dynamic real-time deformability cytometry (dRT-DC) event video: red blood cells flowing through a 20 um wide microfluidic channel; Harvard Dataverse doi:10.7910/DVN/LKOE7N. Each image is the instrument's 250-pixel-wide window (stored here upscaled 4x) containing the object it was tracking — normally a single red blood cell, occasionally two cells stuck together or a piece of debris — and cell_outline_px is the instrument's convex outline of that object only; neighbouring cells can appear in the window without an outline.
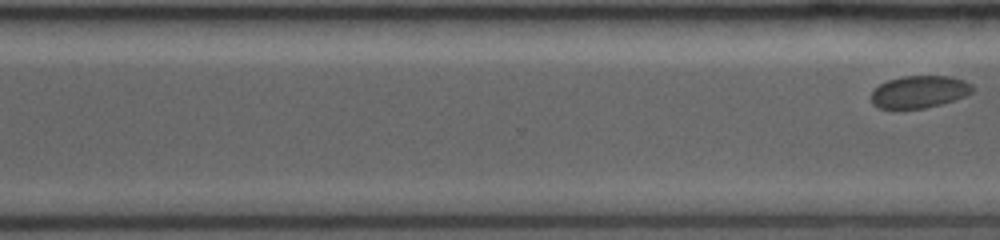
{"species": "common noctule bat (a hibernating species)", "species_latin": "Nyctalus noctula", "temperature_condition": "room temperature", "stored_images_in_passage": 25, "segment_of_instrument_passage": [2, 2], "camera_frame_rate_fps": 3500, "um_per_image_px": 0.085, "animal": {"sex": "female", "body_mass_g": 19.0, "forearm_length_mm": 53.3}, "frame": {"image": 1, "passage_image": 25, "time_ms": 9.143, "image_size_px": [1000, 240], "cell_outline_px": [[972, 92], [964, 96], [940, 104], [924, 108], [876, 108], [872, 104], [868, 96], [880, 84], [888, 80], [900, 76], [952, 76], [964, 80], [972, 84]], "centroid_in_image_um": [78.09, 7.79], "position_along_channel_um": 292.5, "area_um2": 19.07}}